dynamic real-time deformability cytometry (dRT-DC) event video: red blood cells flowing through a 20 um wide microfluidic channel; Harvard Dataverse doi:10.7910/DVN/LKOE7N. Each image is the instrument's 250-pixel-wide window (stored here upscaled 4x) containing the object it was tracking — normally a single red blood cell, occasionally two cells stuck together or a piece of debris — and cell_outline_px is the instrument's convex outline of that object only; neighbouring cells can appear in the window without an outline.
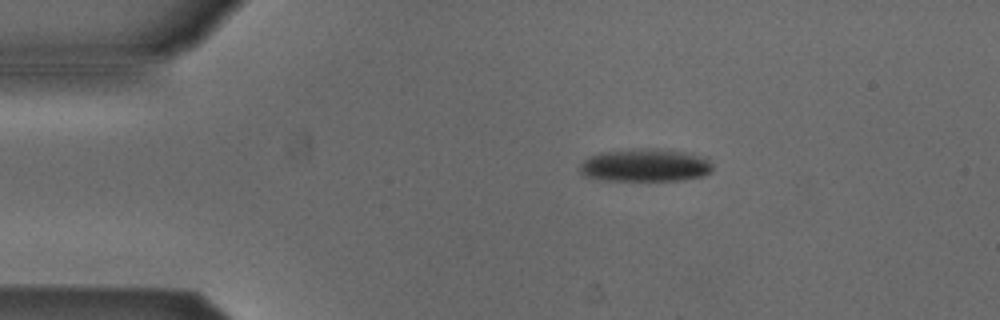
{"species": "Egyptian fruit bat (a non-hibernating species)", "species_latin": "Rousettus aegyptiacus", "temperature_condition": "cold", "stored_images_in_passage": 44, "camera_frame_rate_fps": 3000, "um_per_image_px": 0.085, "animal": {"sex": "male"}, "frame": {"image": 1, "passage_image": 1, "time_ms": 0.0, "image_size_px": [1000, 320], "cell_outline_px": [[712, 172], [704, 176], [684, 180], [604, 180], [584, 176], [580, 172], [580, 164], [588, 156], [600, 152], [632, 148], [656, 148], [684, 152], [704, 156], [712, 164]], "centroid_in_image_um": [54.84, 14.04], "position_along_channel_um": 30.2, "area_um2": 25.78}}
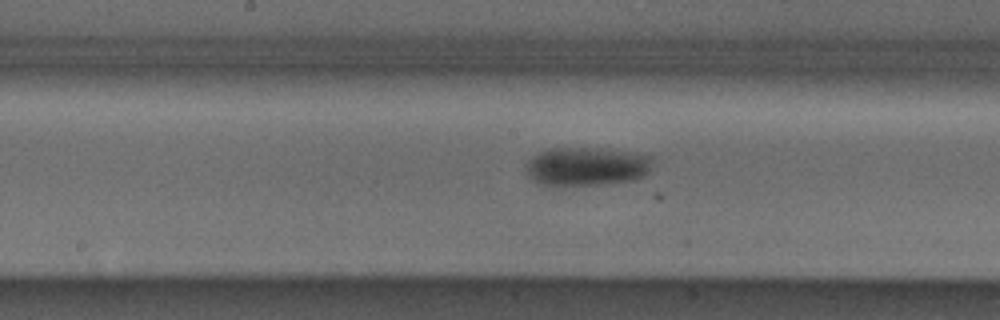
{"frame": {"image": 2, "passage_image": 18, "time_ms": 5.667, "image_size_px": [1000, 320], "cell_outline_px": [[652, 160], [648, 172], [632, 180], [608, 184], [540, 184], [532, 180], [528, 176], [524, 164], [532, 156], [548, 148], [588, 148], [652, 156]], "centroid_in_image_um": [49.78, 14.15], "position_along_channel_um": 198.4, "area_um2": 27.8}}
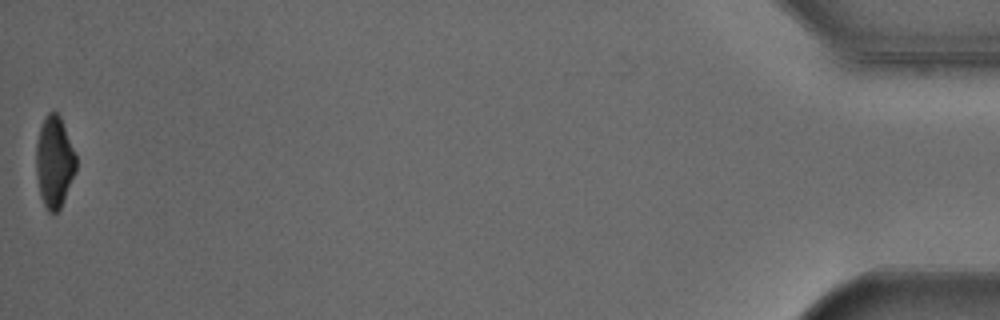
{"frame": {"image": 3, "passage_image": 44, "time_ms": 14.333, "image_size_px": [1000, 320], "cell_outline_px": [[76, 172], [64, 200], [60, 208], [56, 212], [48, 212], [40, 196], [36, 172], [36, 144], [40, 128], [44, 116], [48, 112], [56, 112], [60, 116], [76, 156]], "centroid_in_image_um": [4.61, 13.77], "position_along_channel_um": 430.6, "area_um2": 21.21}, "authors_computed_cell_mechanics": {"area_um2": 27.2816, "velocity_mm_per_s": 3.875, "shape_relaxation_time_tau1_ms": 3.6535, "shape_relaxation_time_tau2_ms": null, "deformation_change_tau1": 0.1028, "deformation_change_tau2": null}}